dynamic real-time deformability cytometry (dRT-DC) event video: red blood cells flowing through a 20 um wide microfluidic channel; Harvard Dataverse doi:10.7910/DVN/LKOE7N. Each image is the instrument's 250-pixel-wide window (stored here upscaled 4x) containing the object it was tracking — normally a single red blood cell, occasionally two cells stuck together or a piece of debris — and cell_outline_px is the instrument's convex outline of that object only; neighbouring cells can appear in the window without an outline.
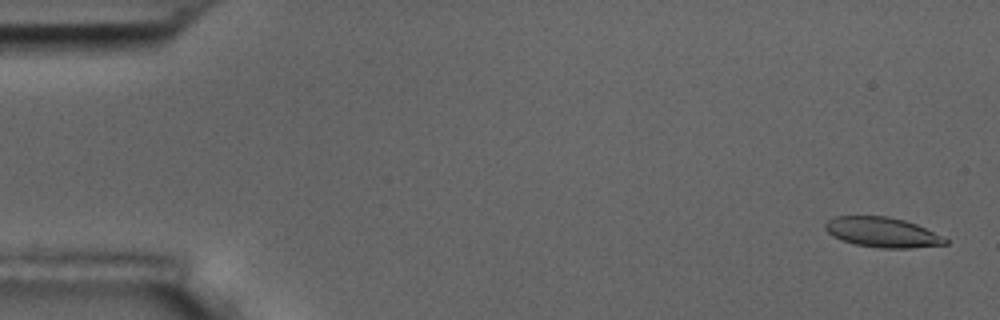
{"species": "common noctule bat (a hibernating species)", "species_latin": "Nyctalus noctula", "temperature_condition": "room temperature", "stored_images_in_passage": 4, "camera_frame_rate_fps": 3000, "um_per_image_px": 0.085, "animal": {"sex": "male", "body_mass_g": 17.5, "forearm_length_mm": 52.3}, "frame": {"image": 1, "passage_image": 1, "time_ms": 0.0, "image_size_px": [1000, 320], "cell_outline_px": [[948, 244], [912, 248], [880, 248], [856, 244], [832, 236], [824, 228], [824, 224], [828, 220], [836, 216], [888, 216], [904, 220], [916, 224], [948, 240]], "centroid_in_image_um": [74.97, 19.74], "position_along_channel_um": 10.0, "area_um2": 20.75}}
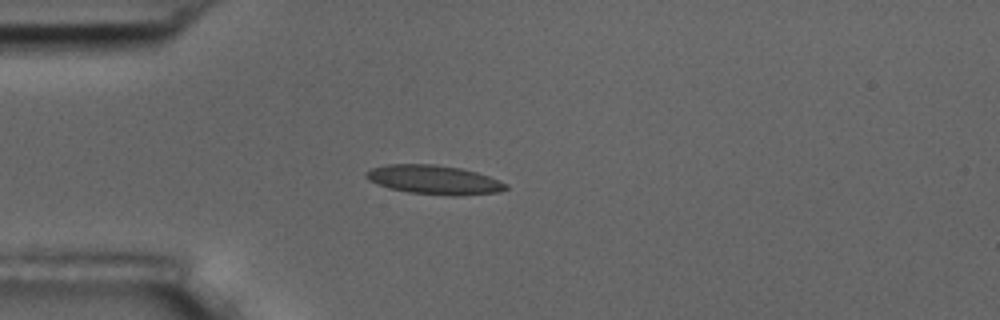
{"frame": {"image": 2, "passage_image": 4, "time_ms": 4.333, "image_size_px": [1000, 320], "cell_outline_px": [[508, 188], [500, 192], [460, 196], [452, 196], [408, 192], [388, 188], [368, 180], [364, 176], [364, 172], [372, 168], [388, 164], [436, 164], [460, 168], [476, 172], [488, 176], [508, 184]], "centroid_in_image_um": [36.89, 15.28], "position_along_channel_um": 48.1, "area_um2": 23.81}}